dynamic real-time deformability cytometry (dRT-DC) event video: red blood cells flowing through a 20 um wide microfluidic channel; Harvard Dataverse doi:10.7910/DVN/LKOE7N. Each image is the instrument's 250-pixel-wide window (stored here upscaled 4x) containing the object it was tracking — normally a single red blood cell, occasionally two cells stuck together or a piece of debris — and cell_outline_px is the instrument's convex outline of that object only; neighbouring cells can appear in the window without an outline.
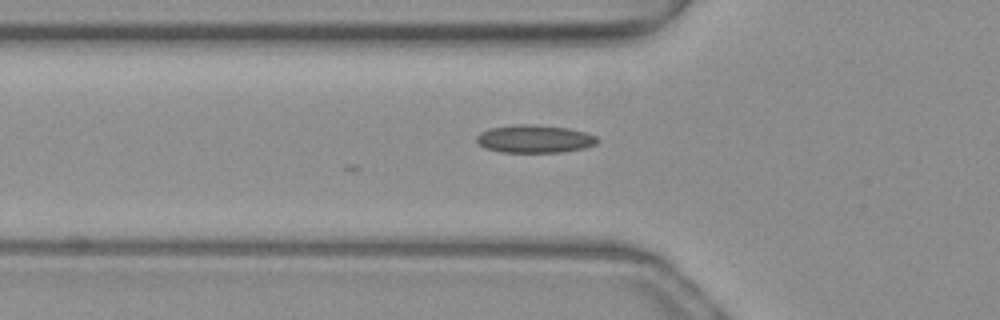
{"species": "common noctule bat (a hibernating species)", "species_latin": "Nyctalus noctula", "temperature_condition": "warm", "stored_images_in_passage": 3, "camera_frame_rate_fps": 3000, "um_per_image_px": 0.085, "animal": {"sex": "female", "body_mass_g": 19.3, "forearm_length_mm": 54.1}, "frame": {"image": 1, "passage_image": 3, "time_ms": 0.667, "image_size_px": [1000, 320], "cell_outline_px": [[600, 140], [596, 144], [584, 148], [564, 152], [500, 152], [484, 148], [476, 144], [476, 136], [480, 132], [488, 128], [512, 124], [536, 124], [568, 128], [584, 132], [596, 136]], "centroid_in_image_um": [45.39, 11.8], "position_along_channel_um": 80.4, "area_um2": 20.0}}